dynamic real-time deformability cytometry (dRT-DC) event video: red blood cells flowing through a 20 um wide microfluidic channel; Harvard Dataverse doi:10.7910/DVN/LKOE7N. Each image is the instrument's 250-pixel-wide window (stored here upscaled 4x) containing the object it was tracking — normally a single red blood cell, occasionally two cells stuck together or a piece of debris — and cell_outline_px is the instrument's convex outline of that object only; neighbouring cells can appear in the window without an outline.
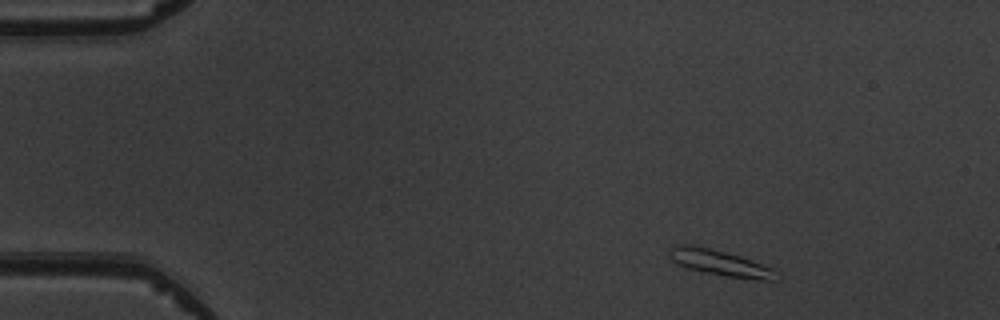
{"species": "common noctule bat (a hibernating species)", "species_latin": "Nyctalus noctula", "temperature_condition": "warm", "stored_images_in_passage": 4, "camera_frame_rate_fps": 3000, "um_per_image_px": 0.085, "animal": {"sex": "male", "body_mass_g": 19.5, "forearm_length_mm": 54.6}, "frame": {"image": 1, "passage_image": 1, "time_ms": 0.0, "image_size_px": [1000, 320], "cell_outline_px": [[780, 280], [764, 280], [728, 276], [704, 272], [688, 268], [672, 260], [668, 252], [668, 248], [680, 244], [692, 244], [740, 256], [772, 268]], "centroid_in_image_um": [61.17, 22.33], "position_along_channel_um": 23.8, "area_um2": 15.72}}
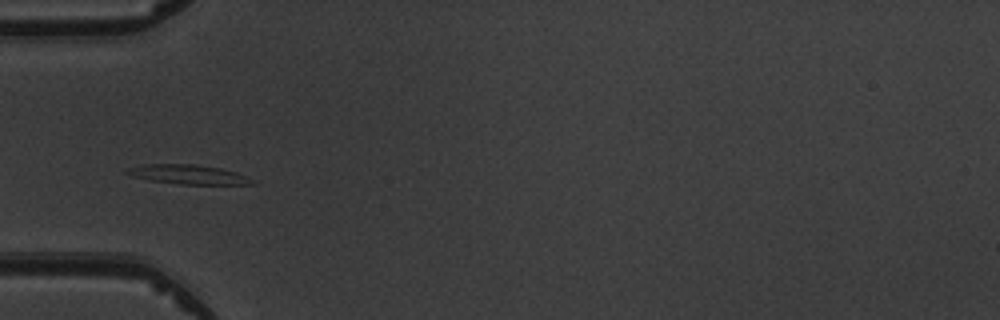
{"frame": {"image": 2, "passage_image": 4, "time_ms": 3.333, "image_size_px": [1000, 320], "cell_outline_px": [[256, 184], [180, 184], [148, 180], [132, 176], [124, 172], [128, 168], [144, 164], [196, 164], [220, 168], [236, 172], [248, 176], [256, 180]], "centroid_in_image_um": [16.03, 14.83], "position_along_channel_um": 69.0, "area_um2": 14.22}}